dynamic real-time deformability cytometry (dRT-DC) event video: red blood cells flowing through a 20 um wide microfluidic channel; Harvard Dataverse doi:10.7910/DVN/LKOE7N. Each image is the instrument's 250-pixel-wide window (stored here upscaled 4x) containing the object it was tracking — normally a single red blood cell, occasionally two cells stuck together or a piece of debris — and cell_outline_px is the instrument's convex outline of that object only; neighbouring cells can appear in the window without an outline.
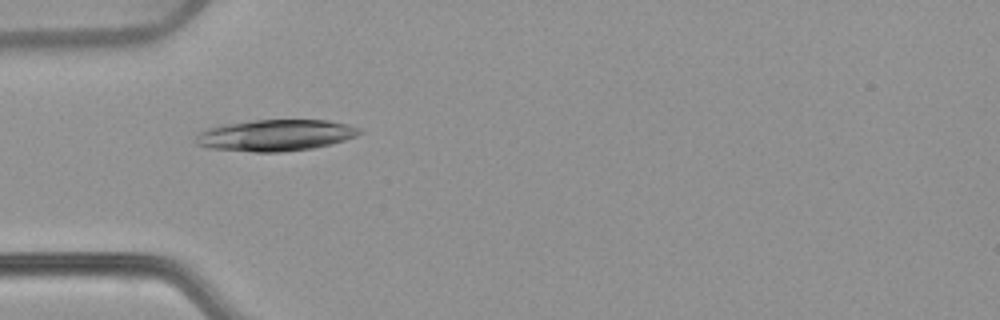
{"species": "common noctule bat (a hibernating species)", "species_latin": "Nyctalus noctula", "temperature_condition": "warm", "stored_images_in_passage": 54, "camera_frame_rate_fps": 3000, "um_per_image_px": 0.085, "animal": {"sex": "female", "body_mass_g": 22.7, "forearm_length_mm": 54.2}, "frame": {"image": 1, "passage_image": 17, "time_ms": 5.333, "image_size_px": [1000, 320], "cell_outline_px": [[364, 132], [356, 136], [332, 144], [312, 148], [280, 152], [252, 152], [208, 148], [196, 144], [196, 136], [200, 132], [208, 128], [224, 124], [256, 120], [328, 120], [360, 128]], "centroid_in_image_um": [23.42, 11.5], "position_along_channel_um": 61.6, "area_um2": 29.88}}
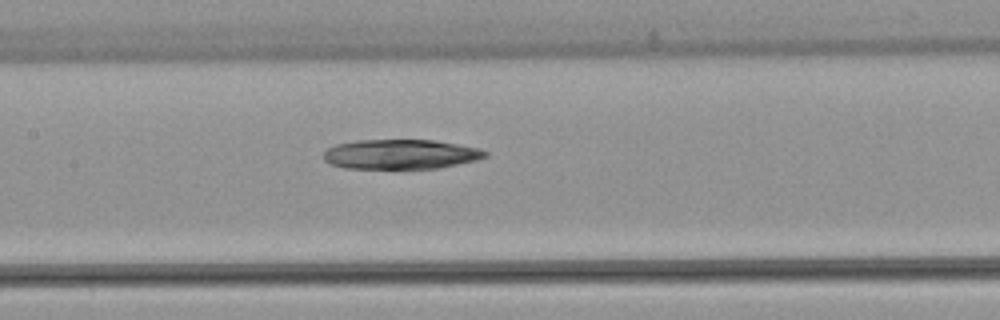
{"frame": {"image": 2, "passage_image": 26, "time_ms": 8.333, "image_size_px": [1000, 320], "cell_outline_px": [[488, 156], [476, 160], [436, 168], [344, 168], [328, 164], [324, 160], [324, 152], [328, 148], [336, 144], [356, 140], [432, 140], [480, 148], [488, 152]], "centroid_in_image_um": [34.02, 13.11], "position_along_channel_um": 173.4, "area_um2": 27.86}}
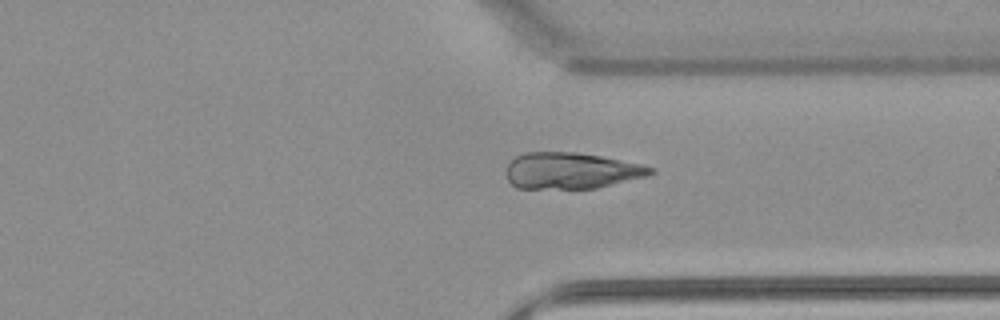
{"frame": {"image": 3, "passage_image": 41, "time_ms": 13.333, "image_size_px": [1000, 320], "cell_outline_px": [[656, 172], [648, 176], [596, 188], [516, 188], [508, 180], [504, 172], [508, 164], [516, 156], [524, 152], [576, 152], [600, 156], [640, 164], [652, 168]], "centroid_in_image_um": [48.52, 14.51], "position_along_channel_um": 362.9, "area_um2": 30.46}}